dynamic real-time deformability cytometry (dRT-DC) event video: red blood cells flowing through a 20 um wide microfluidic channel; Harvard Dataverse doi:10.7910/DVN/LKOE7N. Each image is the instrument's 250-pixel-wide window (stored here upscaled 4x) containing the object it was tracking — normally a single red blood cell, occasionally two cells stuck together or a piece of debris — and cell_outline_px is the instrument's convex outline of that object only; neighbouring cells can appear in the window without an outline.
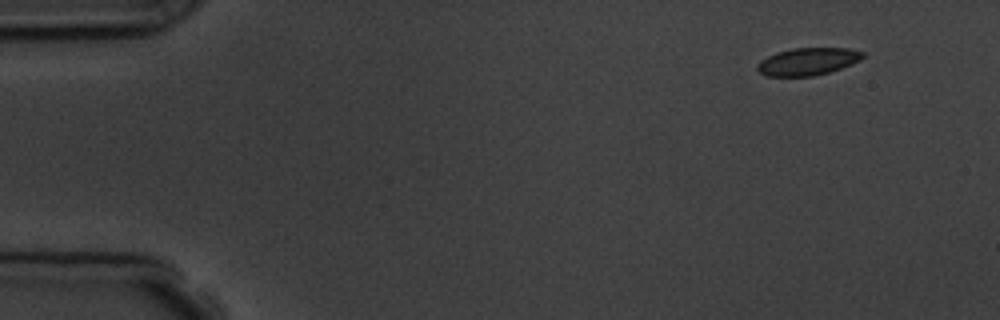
{"species": "common noctule bat (a hibernating species)", "species_latin": "Nyctalus noctula", "temperature_condition": "room temperature", "stored_images_in_passage": 4, "camera_frame_rate_fps": 3000, "um_per_image_px": 0.085, "animal": {"sex": "male", "body_mass_g": 19.5, "forearm_length_mm": 54.6}, "frame": {"image": 1, "passage_image": 1, "time_ms": 0.0, "image_size_px": [1000, 320], "cell_outline_px": [[864, 56], [860, 60], [852, 64], [828, 72], [812, 76], [768, 76], [760, 72], [756, 68], [756, 64], [760, 60], [776, 52], [792, 48], [848, 48], [864, 52]], "centroid_in_image_um": [68.64, 5.22], "position_along_channel_um": 16.4, "area_um2": 16.82}}
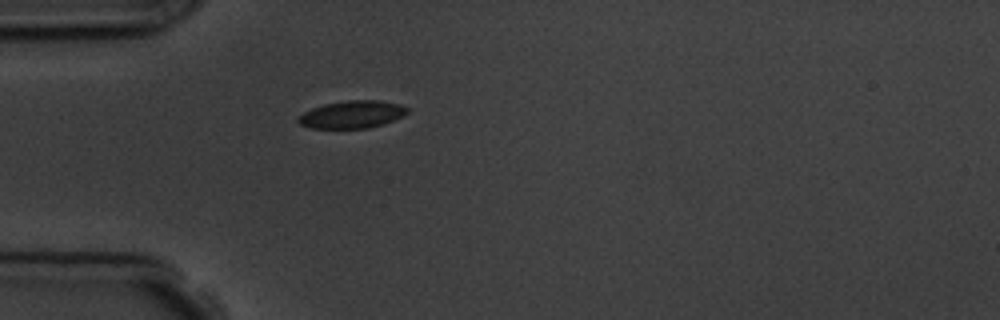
{"frame": {"image": 2, "passage_image": 4, "time_ms": 3.667, "image_size_px": [1000, 320], "cell_outline_px": [[408, 112], [404, 116], [384, 124], [368, 128], [312, 128], [300, 124], [296, 120], [304, 112], [312, 108], [324, 104], [348, 100], [380, 100], [400, 104], [408, 108]], "centroid_in_image_um": [29.96, 9.72], "position_along_channel_um": 55.0, "area_um2": 17.51}}